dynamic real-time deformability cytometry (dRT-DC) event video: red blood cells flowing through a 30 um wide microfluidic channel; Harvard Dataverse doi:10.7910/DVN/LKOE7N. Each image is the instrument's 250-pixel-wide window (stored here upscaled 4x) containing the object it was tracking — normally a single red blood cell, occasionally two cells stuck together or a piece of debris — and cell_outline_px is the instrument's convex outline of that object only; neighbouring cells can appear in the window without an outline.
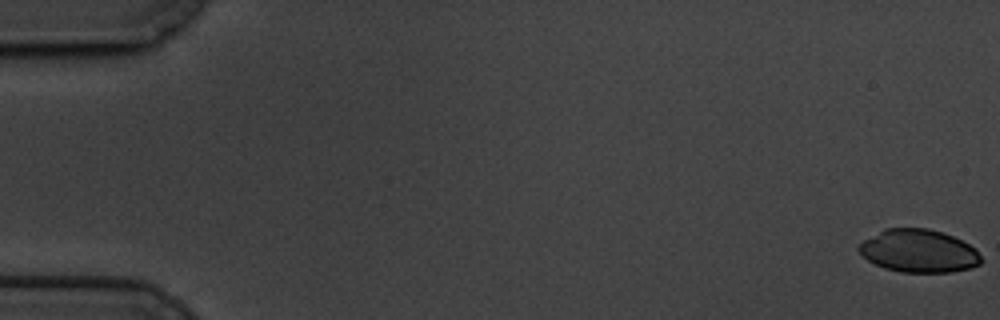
{"species": "common noctule bat (a hibernating species)", "species_latin": "Nyctalus noctula", "temperature_condition": "cold", "stored_images_in_passage": 60, "camera_frame_rate_fps": 3000, "um_per_image_px": 0.085, "animal": {"sex": "male", "body_mass_g": 19.5, "forearm_length_mm": 54.6}, "frame": {"image": 1, "passage_image": 1, "time_ms": 0.0, "image_size_px": [1000, 320], "cell_outline_px": [[984, 260], [980, 264], [968, 268], [952, 272], [900, 272], [884, 268], [868, 260], [856, 248], [864, 240], [884, 228], [928, 228], [952, 236], [976, 248]], "centroid_in_image_um": [78.1, 21.33], "position_along_channel_um": 6.9, "area_um2": 30.52}}
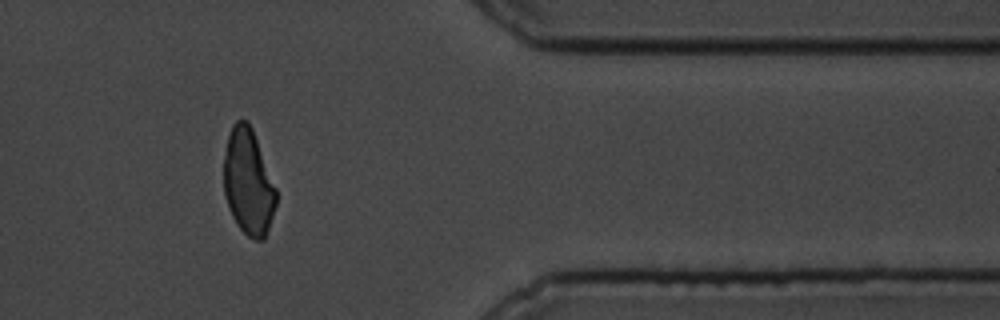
{"frame": {"image": 2, "passage_image": 50, "time_ms": 16.333, "image_size_px": [1000, 320], "cell_outline_px": [[276, 204], [264, 240], [256, 240], [248, 236], [236, 224], [232, 216], [224, 196], [224, 156], [228, 132], [232, 124], [236, 120], [248, 120], [252, 128], [276, 188]], "centroid_in_image_um": [21.08, 15.45], "position_along_channel_um": 390.3, "area_um2": 32.31}}
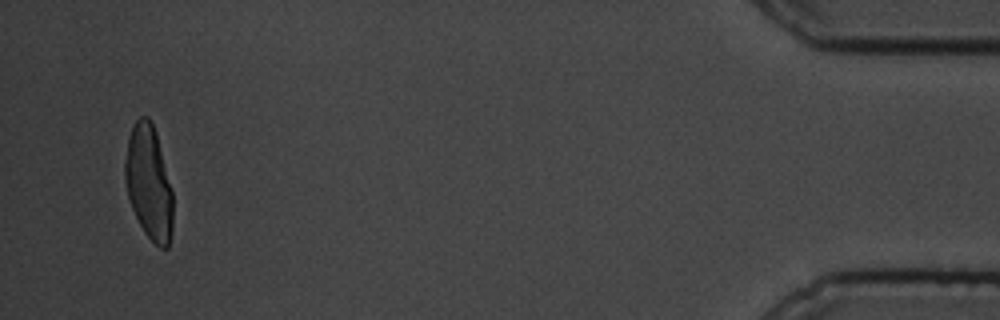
{"frame": {"image": 3, "passage_image": 58, "time_ms": 19.0, "image_size_px": [1000, 320], "cell_outline_px": [[172, 232], [168, 248], [160, 248], [144, 232], [132, 208], [128, 196], [124, 176], [124, 160], [128, 136], [132, 124], [140, 116], [148, 116], [156, 132], [172, 192]], "centroid_in_image_um": [12.63, 15.5], "position_along_channel_um": 422.6, "area_um2": 31.73}}